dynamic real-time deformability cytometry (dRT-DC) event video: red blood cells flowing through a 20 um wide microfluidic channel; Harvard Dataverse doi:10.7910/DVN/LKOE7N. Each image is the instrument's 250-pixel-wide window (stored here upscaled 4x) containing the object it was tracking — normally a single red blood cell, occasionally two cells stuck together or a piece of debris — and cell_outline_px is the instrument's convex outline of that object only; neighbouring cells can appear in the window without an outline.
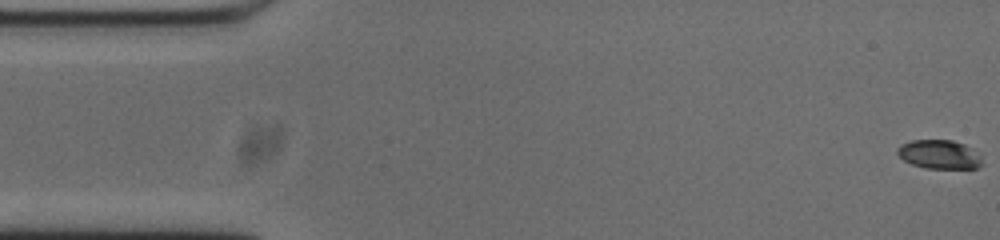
{"species": "common noctule bat (a hibernating species)", "species_latin": "Nyctalus noctula", "temperature_condition": "cold", "stored_images_in_passage": 54, "camera_frame_rate_fps": 3000, "um_per_image_px": 0.085, "animal": {"sex": "male", "body_mass_g": 20.0, "forearm_length_mm": 53.3}, "frame": {"image": 1, "passage_image": 1, "time_ms": 0.0, "image_size_px": [1000, 240], "cell_outline_px": [[984, 164], [976, 168], [924, 168], [912, 164], [904, 160], [896, 152], [896, 148], [900, 144], [912, 140], [952, 140], [964, 144], [972, 148], [980, 156]], "centroid_in_image_um": [79.84, 13.12], "position_along_channel_um": 5.2, "area_um2": 14.33}}
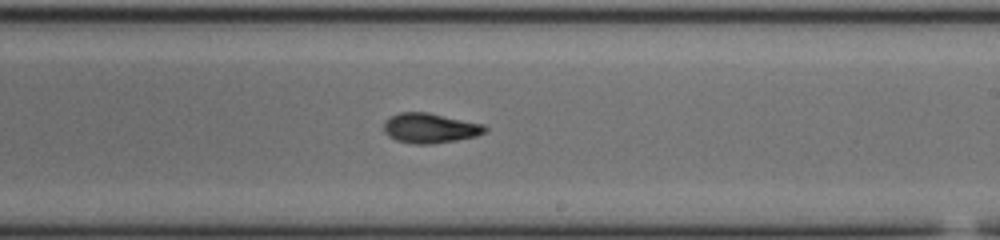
{"frame": {"image": 2, "passage_image": 31, "time_ms": 10.0, "image_size_px": [1000, 240], "cell_outline_px": [[488, 128], [484, 132], [476, 136], [456, 140], [428, 144], [416, 144], [396, 140], [388, 136], [384, 132], [384, 124], [392, 116], [400, 112], [428, 112], [480, 124]], "centroid_in_image_um": [36.52, 10.89], "position_along_channel_um": 252.5, "area_um2": 17.22}}
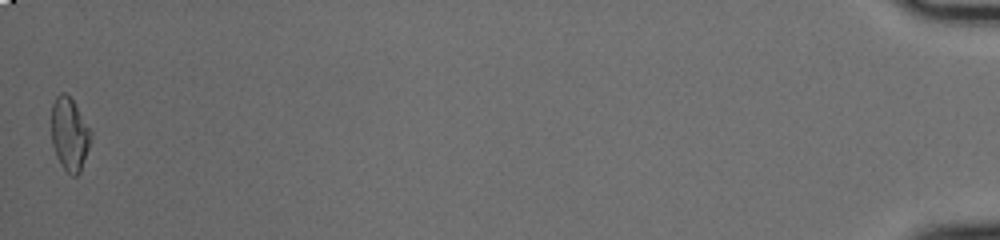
{"frame": {"image": 3, "passage_image": 54, "time_ms": 17.667, "image_size_px": [1000, 240], "cell_outline_px": [[92, 132], [88, 148], [80, 172], [76, 176], [72, 176], [60, 164], [56, 156], [52, 144], [52, 104], [56, 96], [60, 92], [64, 92], [72, 100]], "centroid_in_image_um": [5.9, 11.41], "position_along_channel_um": 429.3, "area_um2": 16.53}, "authors_computed_cell_mechanics": {"area_um2": 16.7909, "velocity_mm_per_s": 3.7375, "shape_relaxation_time_tau1_ms": 6.0196, "shape_relaxation_time_tau2_ms": 3.5543, "deformation_change_tau1": 0.1884, "deformation_change_tau2": 0.0971}}